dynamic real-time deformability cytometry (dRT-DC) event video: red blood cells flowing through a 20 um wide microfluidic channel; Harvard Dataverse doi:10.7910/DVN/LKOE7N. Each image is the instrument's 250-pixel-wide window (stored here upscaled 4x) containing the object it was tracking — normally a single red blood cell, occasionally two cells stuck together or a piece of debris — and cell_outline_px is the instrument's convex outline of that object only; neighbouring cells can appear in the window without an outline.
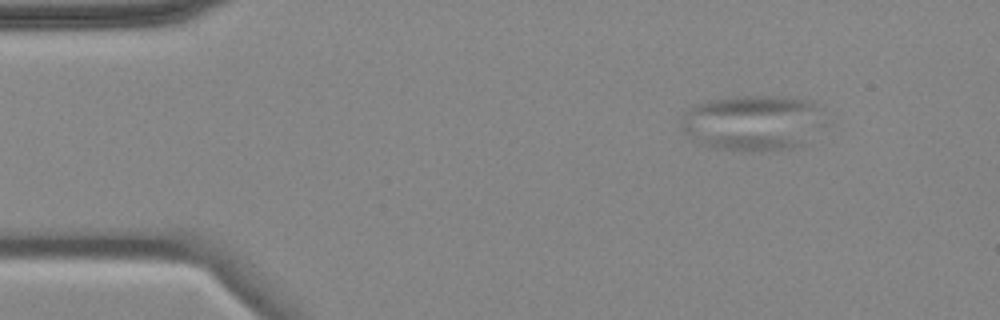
{"species": "common noctule bat (a hibernating species)", "species_latin": "Nyctalus noctula", "temperature_condition": "cold", "stored_images_in_passage": 5, "camera_frame_rate_fps": 3000, "um_per_image_px": 0.085, "animal": {"sex": "female", "body_mass_g": 18.4}, "frame": {"image": 1, "passage_image": 2, "time_ms": 1.333, "image_size_px": [1000, 320], "cell_outline_px": [[820, 104], [804, 144], [792, 148], [708, 148], [700, 144], [684, 132], [680, 124], [680, 116], [684, 112], [696, 104], [712, 100], [736, 96], [776, 96], [808, 100]], "centroid_in_image_um": [63.77, 10.38], "position_along_channel_um": 21.2, "area_um2": 44.22}}